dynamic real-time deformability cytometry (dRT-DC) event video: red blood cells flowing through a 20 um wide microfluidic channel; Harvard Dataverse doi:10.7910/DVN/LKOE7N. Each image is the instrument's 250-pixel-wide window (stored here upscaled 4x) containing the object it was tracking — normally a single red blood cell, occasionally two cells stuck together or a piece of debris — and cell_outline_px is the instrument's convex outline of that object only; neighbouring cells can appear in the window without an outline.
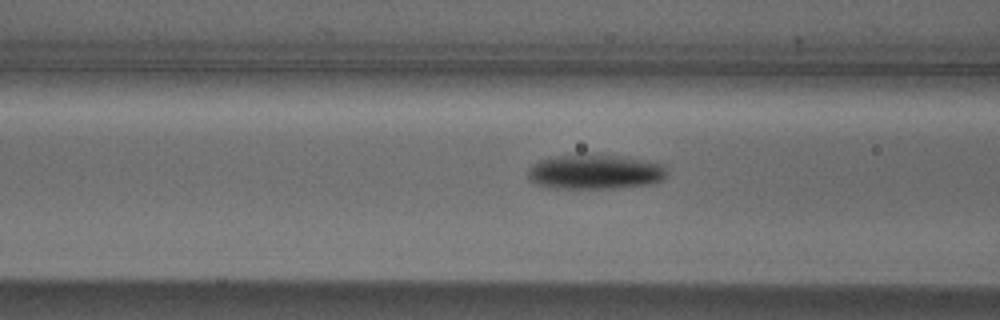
{"species": "Egyptian fruit bat (a non-hibernating species)", "species_latin": "Rousettus aegyptiacus", "temperature_condition": "cold", "stored_images_in_passage": 9, "camera_frame_rate_fps": 3000, "um_per_image_px": 0.085, "animal": {"sex": "male"}, "frame": {"image": 1, "passage_image": 7, "time_ms": 2.0, "image_size_px": [1000, 320], "cell_outline_px": [[668, 176], [652, 184], [612, 188], [556, 188], [536, 184], [528, 180], [528, 168], [532, 164], [540, 160], [552, 156], [616, 156], [664, 164]], "centroid_in_image_um": [50.56, 14.63], "position_along_channel_um": 116.0, "area_um2": 27.63}}